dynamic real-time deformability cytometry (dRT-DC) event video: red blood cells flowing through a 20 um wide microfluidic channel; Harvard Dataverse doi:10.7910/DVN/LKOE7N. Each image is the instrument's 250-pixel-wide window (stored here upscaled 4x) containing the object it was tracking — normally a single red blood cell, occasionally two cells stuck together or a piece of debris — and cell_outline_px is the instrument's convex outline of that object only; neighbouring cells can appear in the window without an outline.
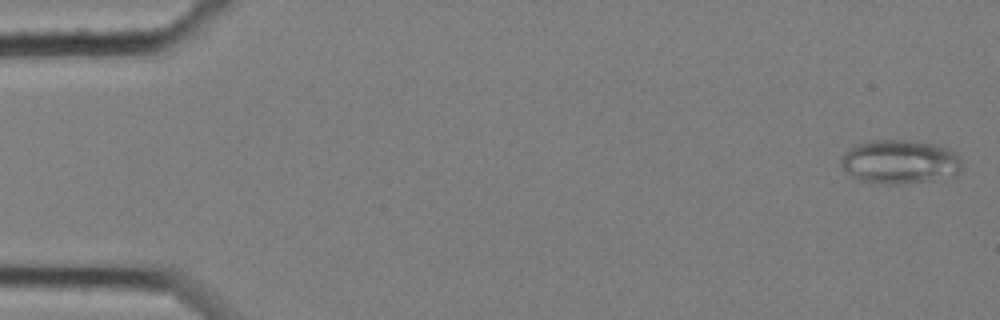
{"species": "common noctule bat (a hibernating species)", "species_latin": "Nyctalus noctula", "temperature_condition": "cold", "stored_images_in_passage": 6, "camera_frame_rate_fps": 3000, "um_per_image_px": 0.085, "animal": {"sex": "female", "body_mass_g": 25.1}, "frame": {"image": 1, "passage_image": 2, "time_ms": 0.333, "image_size_px": [1000, 320], "cell_outline_px": [[960, 172], [956, 176], [932, 180], [900, 184], [872, 184], [856, 180], [840, 164], [840, 160], [844, 152], [852, 144], [872, 140], [912, 140], [940, 144], [956, 152], [960, 160]], "centroid_in_image_um": [76.47, 13.75], "position_along_channel_um": 8.5, "area_um2": 31.73}}